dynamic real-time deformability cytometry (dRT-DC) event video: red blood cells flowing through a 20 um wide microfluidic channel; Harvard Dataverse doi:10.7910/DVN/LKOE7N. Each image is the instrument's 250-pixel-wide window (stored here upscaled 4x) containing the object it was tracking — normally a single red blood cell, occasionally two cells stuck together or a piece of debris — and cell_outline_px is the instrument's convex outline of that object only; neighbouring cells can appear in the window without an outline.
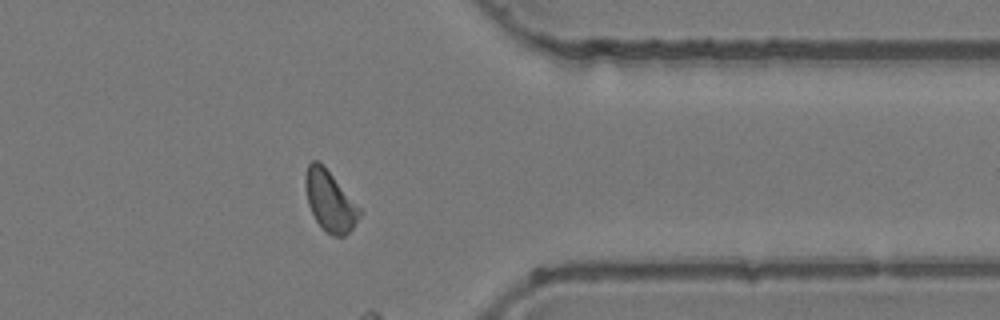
{"species": "common noctule bat (a hibernating species)", "species_latin": "Nyctalus noctula", "temperature_condition": "room temperature", "stored_images_in_passage": 55, "camera_frame_rate_fps": 3000, "um_per_image_px": 0.085, "animal": {"sex": "female", "body_mass_g": 24.6, "forearm_length_mm": 56.2}, "frame": {"image": 1, "passage_image": 47, "time_ms": 15.333, "image_size_px": [1000, 320], "cell_outline_px": [[364, 208], [360, 216], [352, 228], [344, 236], [332, 236], [316, 220], [308, 204], [304, 184], [304, 180], [308, 164], [312, 160], [320, 160]], "centroid_in_image_um": [28.09, 17.02], "position_along_channel_um": 383.3, "area_um2": 19.65}}
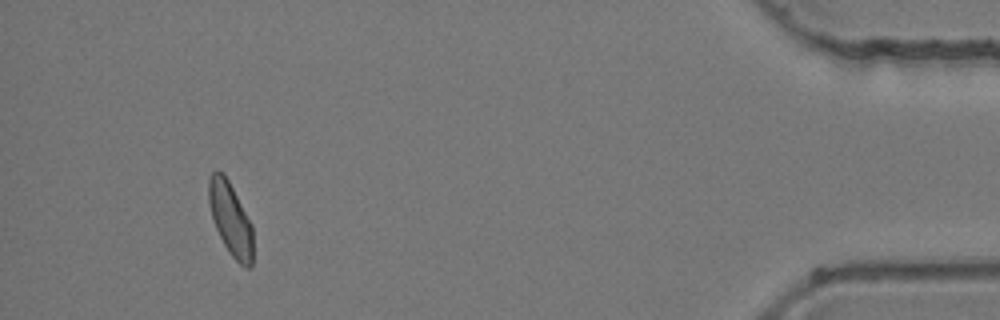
{"frame": {"image": 2, "passage_image": 54, "time_ms": 17.667, "image_size_px": [1000, 320], "cell_outline_px": [[252, 268], [244, 268], [228, 252], [216, 228], [212, 216], [208, 200], [208, 180], [212, 172], [216, 168], [224, 172], [252, 224]], "centroid_in_image_um": [19.59, 18.58], "position_along_channel_um": 415.6, "area_um2": 18.9}}